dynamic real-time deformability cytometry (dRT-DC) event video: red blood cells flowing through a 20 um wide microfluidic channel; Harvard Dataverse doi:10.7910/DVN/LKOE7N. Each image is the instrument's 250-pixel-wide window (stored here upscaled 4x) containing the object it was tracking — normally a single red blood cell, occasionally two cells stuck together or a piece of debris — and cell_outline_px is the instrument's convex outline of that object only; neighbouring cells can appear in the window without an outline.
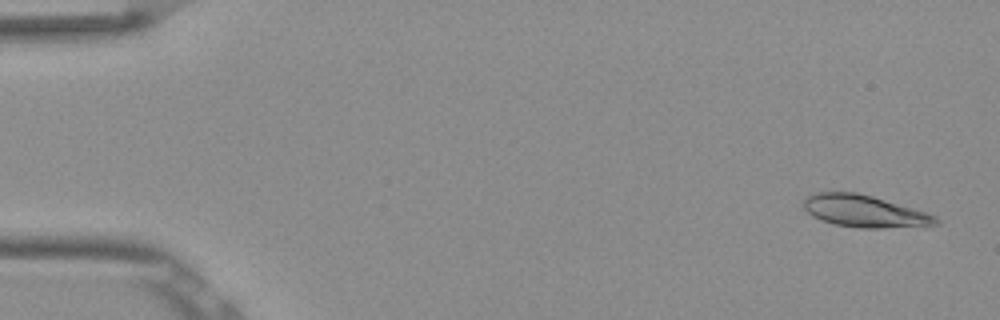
{"species": "Egyptian fruit bat (a non-hibernating species)", "species_latin": "Rousettus aegyptiacus", "temperature_condition": "room temperature", "stored_images_in_passage": 52, "camera_frame_rate_fps": 3000, "um_per_image_px": 0.085, "frame": {"image": 1, "passage_image": 2, "time_ms": 0.333, "image_size_px": [1000, 320], "cell_outline_px": [[940, 224], [884, 228], [860, 228], [836, 224], [820, 220], [812, 216], [804, 208], [804, 200], [808, 196], [816, 192], [856, 192], [872, 196], [912, 208], [936, 216], [940, 220]], "centroid_in_image_um": [73.46, 17.95], "position_along_channel_um": 11.5, "area_um2": 24.39}}
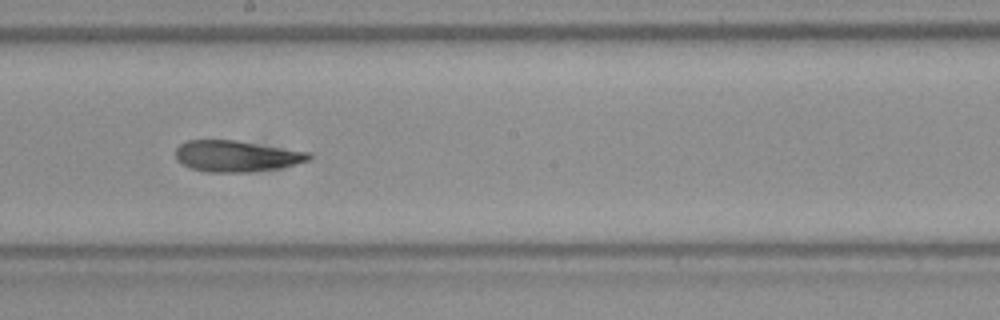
{"frame": {"image": 2, "passage_image": 29, "time_ms": 9.333, "image_size_px": [1000, 320], "cell_outline_px": [[312, 156], [308, 160], [296, 164], [280, 168], [248, 172], [208, 172], [192, 168], [176, 160], [176, 148], [180, 144], [188, 140], [236, 140], [312, 152]], "centroid_in_image_um": [20.13, 13.26], "position_along_channel_um": 228.1, "area_um2": 24.28}}
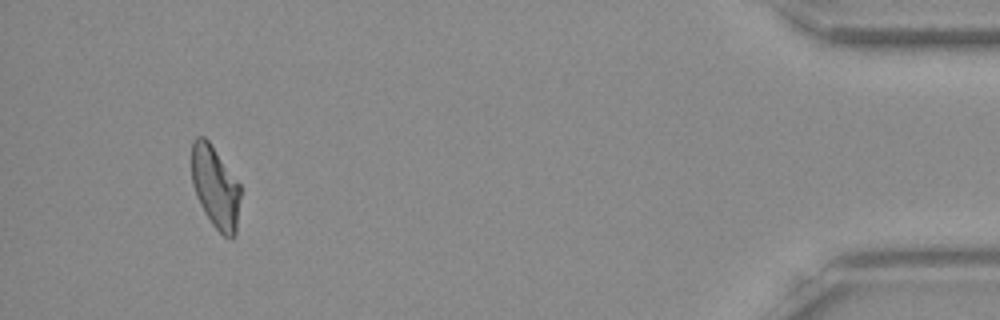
{"frame": {"image": 3, "passage_image": 49, "time_ms": 16.0, "image_size_px": [1000, 320], "cell_outline_px": [[240, 196], [236, 232], [232, 240], [224, 236], [212, 224], [204, 212], [196, 196], [192, 184], [192, 140], [196, 136], [204, 136], [208, 140], [240, 184]], "centroid_in_image_um": [18.29, 15.91], "position_along_channel_um": 416.9, "area_um2": 23.29}, "authors_computed_cell_mechanics": {"area_um2": 24.3916, "velocity_mm_per_s": 3.8559, "shape_relaxation_time_tau1_ms": null, "shape_relaxation_time_tau2_ms": 3.5936, "deformation_change_tau1": null, "deformation_change_tau2": 0.097}}